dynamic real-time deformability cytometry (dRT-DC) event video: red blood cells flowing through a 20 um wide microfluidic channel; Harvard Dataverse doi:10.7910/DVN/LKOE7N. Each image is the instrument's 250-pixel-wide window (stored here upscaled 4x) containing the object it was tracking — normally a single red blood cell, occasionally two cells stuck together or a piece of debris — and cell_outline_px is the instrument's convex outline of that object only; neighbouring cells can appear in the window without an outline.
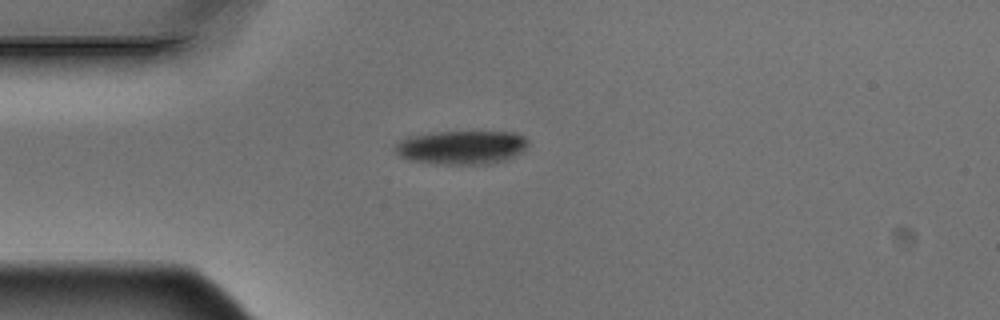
{"species": "Egyptian fruit bat (a non-hibernating species)", "species_latin": "Rousettus aegyptiacus", "temperature_condition": "warm", "stored_images_in_passage": 5, "camera_frame_rate_fps": 3000, "um_per_image_px": 0.085, "animal": {"sex": "male"}, "frame": {"image": 1, "passage_image": 1, "time_ms": 0.0, "image_size_px": [1000, 320], "cell_outline_px": [[528, 144], [520, 152], [504, 160], [484, 164], [444, 164], [412, 160], [400, 156], [396, 152], [396, 144], [400, 140], [408, 136], [436, 132], [516, 132], [524, 136], [528, 140]], "centroid_in_image_um": [39.24, 12.51], "position_along_channel_um": 45.8, "area_um2": 25.78}}
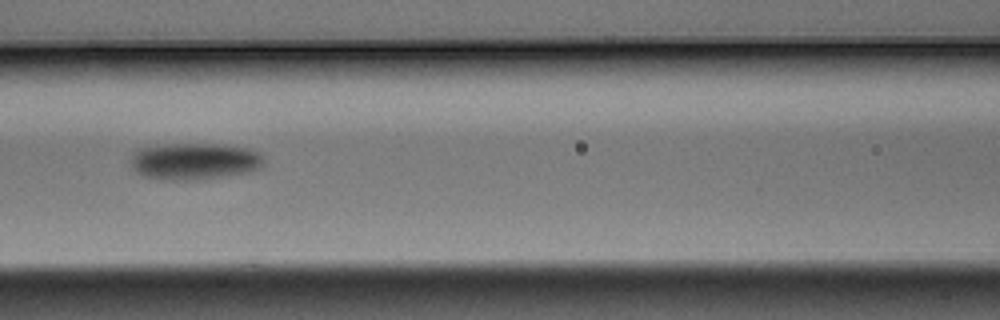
{"frame": {"image": 2, "passage_image": 4, "time_ms": 1.0, "image_size_px": [1000, 320], "cell_outline_px": [[264, 164], [260, 168], [248, 172], [224, 176], [192, 180], [160, 180], [144, 176], [136, 172], [132, 168], [132, 152], [140, 148], [168, 144], [224, 144], [248, 148], [264, 156]], "centroid_in_image_um": [16.53, 13.71], "position_along_channel_um": 150.1, "area_um2": 28.67}}
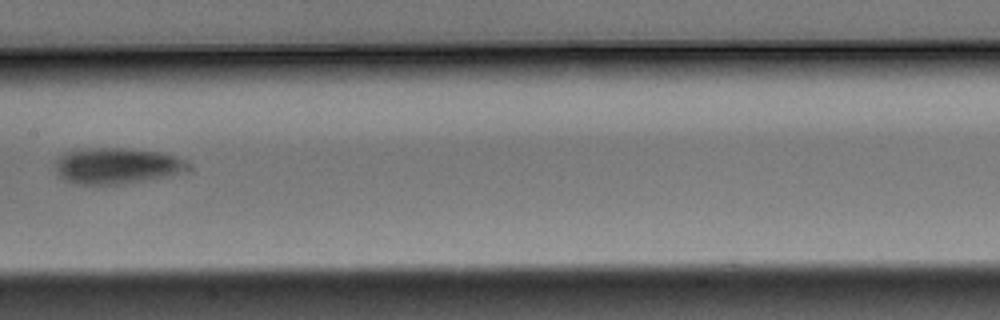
{"frame": {"image": 3, "passage_image": 5, "time_ms": 1.333, "image_size_px": [1000, 320], "cell_outline_px": [[180, 172], [164, 176], [124, 184], [72, 184], [64, 180], [56, 172], [56, 164], [60, 156], [64, 152], [72, 148], [124, 148], [160, 152], [176, 156], [180, 160]], "centroid_in_image_um": [9.72, 14.08], "position_along_channel_um": 197.7, "area_um2": 27.22}}